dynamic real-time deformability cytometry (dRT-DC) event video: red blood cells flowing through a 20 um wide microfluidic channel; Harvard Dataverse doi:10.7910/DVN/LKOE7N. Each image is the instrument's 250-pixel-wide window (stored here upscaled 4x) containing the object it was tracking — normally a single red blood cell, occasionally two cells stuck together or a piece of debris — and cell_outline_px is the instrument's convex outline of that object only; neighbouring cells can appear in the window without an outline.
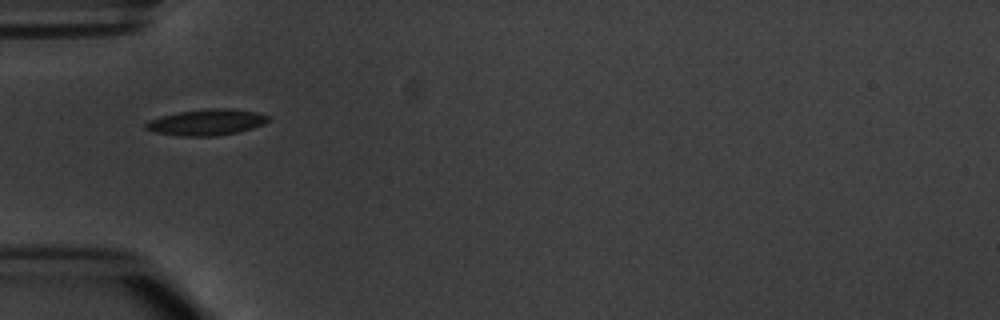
{"species": "common noctule bat (a hibernating species)", "species_latin": "Nyctalus noctula", "temperature_condition": "warm", "stored_images_in_passage": 3, "camera_frame_rate_fps": 3000, "um_per_image_px": 0.085, "animal": {"sex": "male", "body_mass_g": 20.1, "forearm_length_mm": 53.5}, "frame": {"image": 1, "passage_image": 1, "time_ms": 0.0, "image_size_px": [1000, 320], "cell_outline_px": [[272, 120], [264, 124], [252, 128], [236, 132], [216, 136], [180, 136], [152, 132], [144, 128], [144, 124], [148, 120], [180, 112], [208, 108], [228, 108], [256, 112], [268, 116]], "centroid_in_image_um": [17.56, 10.4], "position_along_channel_um": 67.4, "area_um2": 18.61}}